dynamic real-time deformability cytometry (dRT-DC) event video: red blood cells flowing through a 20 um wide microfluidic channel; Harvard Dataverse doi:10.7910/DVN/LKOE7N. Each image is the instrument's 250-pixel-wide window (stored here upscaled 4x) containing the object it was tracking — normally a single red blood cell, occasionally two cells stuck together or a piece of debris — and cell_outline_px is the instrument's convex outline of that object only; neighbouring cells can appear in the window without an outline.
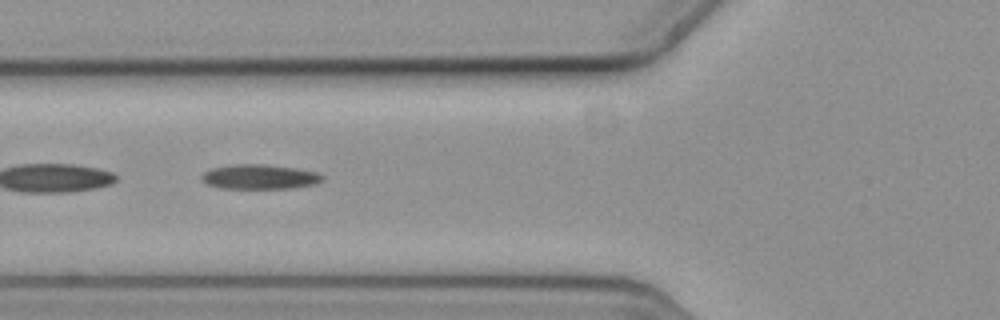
{"species": "common noctule bat (a hibernating species)", "species_latin": "Nyctalus noctula", "temperature_condition": "cold", "stored_images_in_passage": 55, "camera_frame_rate_fps": 3000, "um_per_image_px": 0.085, "animal": {"sex": "female", "body_mass_g": 19.3, "forearm_length_mm": 54.1}, "frame": {"image": 1, "passage_image": 19, "time_ms": 6.0, "image_size_px": [1000, 320], "cell_outline_px": [[324, 180], [316, 184], [292, 188], [220, 188], [208, 184], [200, 180], [200, 176], [204, 172], [212, 168], [232, 164], [264, 164], [296, 168], [316, 172], [324, 176]], "centroid_in_image_um": [22.07, 15.02], "position_along_channel_um": 103.7, "area_um2": 17.46}}
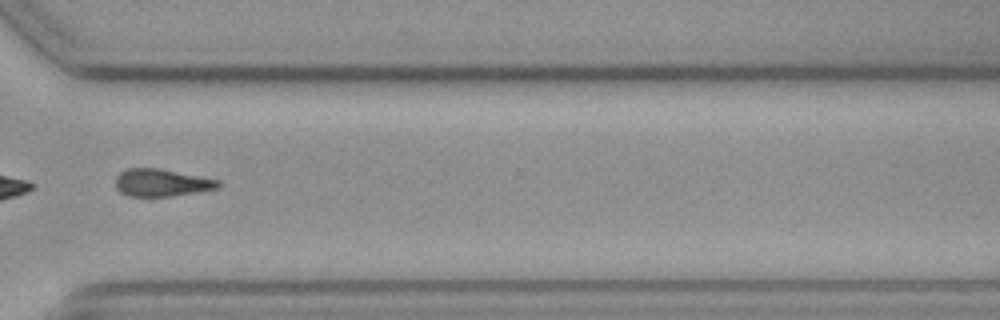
{"frame": {"image": 2, "passage_image": 40, "time_ms": 13.0, "image_size_px": [1000, 320], "cell_outline_px": [[220, 184], [216, 188], [196, 192], [168, 196], [128, 196], [120, 192], [116, 188], [116, 176], [120, 172], [128, 168], [160, 168], [220, 180]], "centroid_in_image_um": [13.7, 15.52], "position_along_channel_um": 356.9, "area_um2": 16.3}}
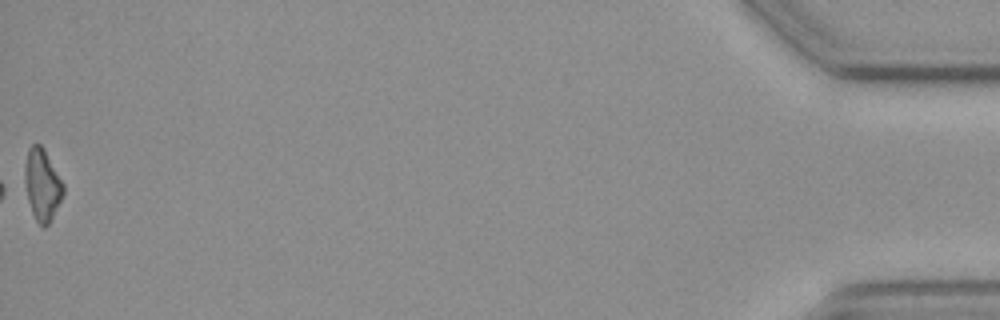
{"frame": {"image": 3, "passage_image": 55, "time_ms": 18.0, "image_size_px": [1000, 320], "cell_outline_px": [[64, 192], [48, 224], [44, 228], [36, 220], [32, 212], [28, 200], [24, 180], [24, 164], [28, 148], [32, 144], [40, 144], [44, 148], [64, 184]], "centroid_in_image_um": [3.57, 15.65], "position_along_channel_um": 431.6, "area_um2": 15.95}}